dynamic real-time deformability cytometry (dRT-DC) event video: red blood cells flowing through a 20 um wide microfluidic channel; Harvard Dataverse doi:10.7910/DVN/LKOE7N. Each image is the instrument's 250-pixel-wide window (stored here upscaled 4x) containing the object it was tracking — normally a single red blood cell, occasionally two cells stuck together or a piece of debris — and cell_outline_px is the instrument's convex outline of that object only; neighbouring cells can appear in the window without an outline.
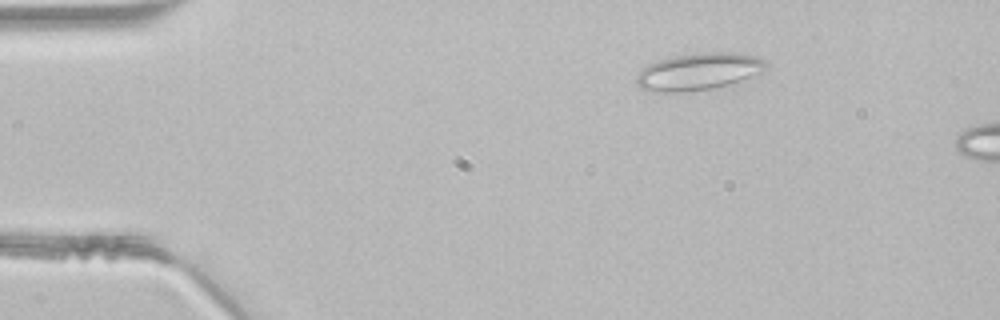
{"species": "common noctule bat (a hibernating species)", "species_latin": "Nyctalus noctula", "temperature_condition": "room temperature", "stored_images_in_passage": 3, "camera_frame_rate_fps": 3000, "um_per_image_px": 0.085, "animal": {"sex": "male", "body_mass_g": 21.5, "forearm_length_mm": 52.0}, "frame": {"image": 1, "passage_image": 1, "time_ms": 0.0, "image_size_px": [1000, 320], "cell_outline_px": [[768, 64], [760, 72], [748, 80], [712, 88], [684, 92], [656, 92], [640, 88], [636, 84], [636, 76], [644, 68], [660, 60], [672, 56], [704, 52], [732, 52], [756, 56], [764, 60]], "centroid_in_image_um": [59.42, 6.09], "position_along_channel_um": 25.6, "area_um2": 27.98}}